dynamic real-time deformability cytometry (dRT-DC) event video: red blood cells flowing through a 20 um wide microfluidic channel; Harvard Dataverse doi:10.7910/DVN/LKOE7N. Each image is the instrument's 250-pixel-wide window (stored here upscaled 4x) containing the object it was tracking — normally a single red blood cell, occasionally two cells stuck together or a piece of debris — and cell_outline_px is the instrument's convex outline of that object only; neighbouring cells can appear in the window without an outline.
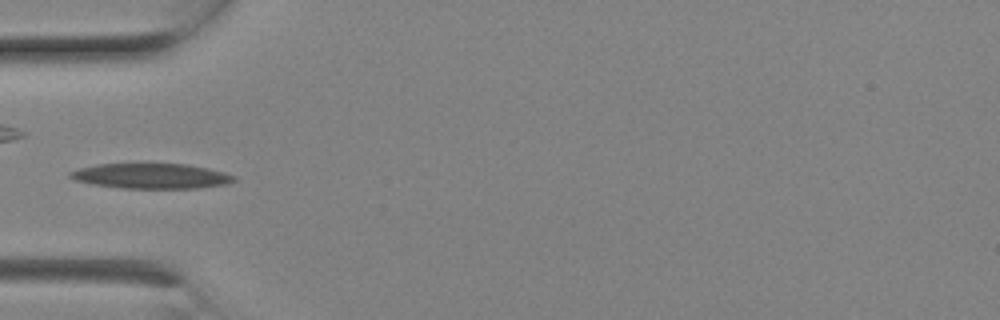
{"species": "Egyptian fruit bat (a non-hibernating species)", "species_latin": "Rousettus aegyptiacus", "temperature_condition": "room temperature", "stored_images_in_passage": 8, "camera_frame_rate_fps": 3000, "um_per_image_px": 0.085, "animal": {"sex": "female"}, "frame": {"image": 1, "passage_image": 6, "time_ms": 1.667, "image_size_px": [1000, 320], "cell_outline_px": [[236, 180], [228, 184], [196, 188], [120, 188], [92, 184], [76, 180], [68, 176], [68, 172], [80, 168], [96, 164], [148, 160], [188, 164], [208, 168], [224, 172], [236, 176]], "centroid_in_image_um": [12.84, 14.9], "position_along_channel_um": 72.2, "area_um2": 25.37}}
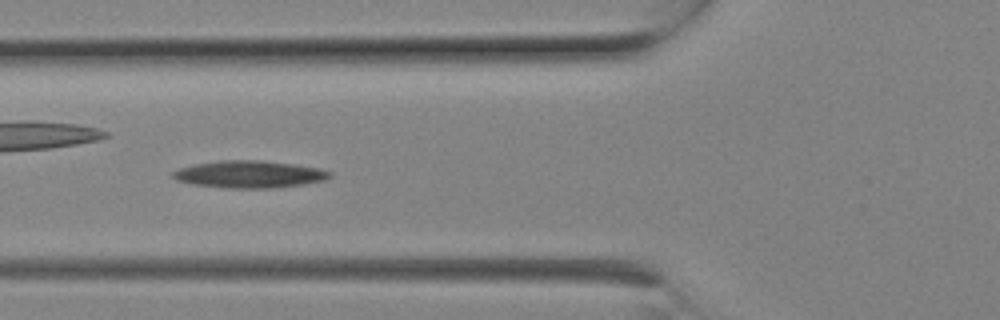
{"frame": {"image": 2, "passage_image": 7, "time_ms": 2.0, "image_size_px": [1000, 320], "cell_outline_px": [[332, 176], [324, 180], [304, 184], [272, 188], [224, 188], [192, 184], [176, 180], [172, 176], [172, 172], [180, 168], [192, 164], [220, 160], [260, 160], [296, 164], [320, 168], [332, 172]], "centroid_in_image_um": [21.2, 14.81], "position_along_channel_um": 104.6, "area_um2": 25.09}}